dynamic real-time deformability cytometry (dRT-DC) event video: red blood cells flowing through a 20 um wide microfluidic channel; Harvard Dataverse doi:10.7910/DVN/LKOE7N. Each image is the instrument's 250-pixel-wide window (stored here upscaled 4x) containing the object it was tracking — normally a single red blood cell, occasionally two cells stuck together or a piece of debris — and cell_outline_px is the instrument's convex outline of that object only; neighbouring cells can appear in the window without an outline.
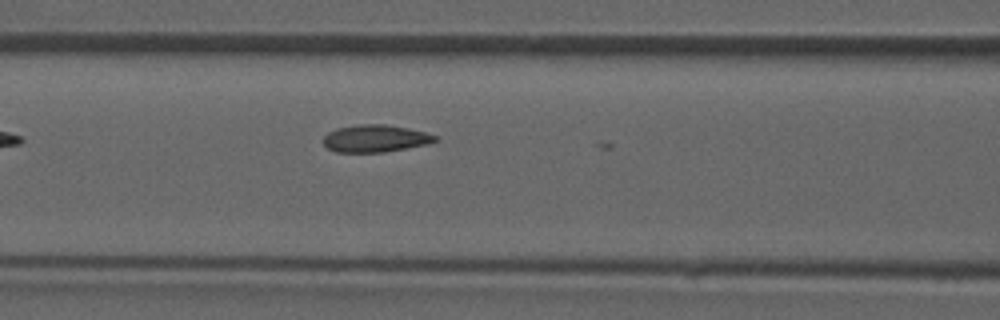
{"species": "common noctule bat (a hibernating species)", "species_latin": "Nyctalus noctula", "temperature_condition": "room temperature", "stored_images_in_passage": 6, "camera_frame_rate_fps": 3000, "um_per_image_px": 0.085, "animal": {"sex": "male", "forearm_length_mm": 52.5}, "frame": {"image": 1, "passage_image": 6, "time_ms": 6.667, "image_size_px": [1000, 320], "cell_outline_px": [[440, 140], [428, 144], [384, 152], [336, 152], [328, 148], [324, 144], [324, 136], [328, 132], [336, 128], [356, 124], [384, 124], [408, 128], [424, 132], [436, 136]], "centroid_in_image_um": [31.9, 11.76], "position_along_channel_um": 134.7, "area_um2": 17.8}}